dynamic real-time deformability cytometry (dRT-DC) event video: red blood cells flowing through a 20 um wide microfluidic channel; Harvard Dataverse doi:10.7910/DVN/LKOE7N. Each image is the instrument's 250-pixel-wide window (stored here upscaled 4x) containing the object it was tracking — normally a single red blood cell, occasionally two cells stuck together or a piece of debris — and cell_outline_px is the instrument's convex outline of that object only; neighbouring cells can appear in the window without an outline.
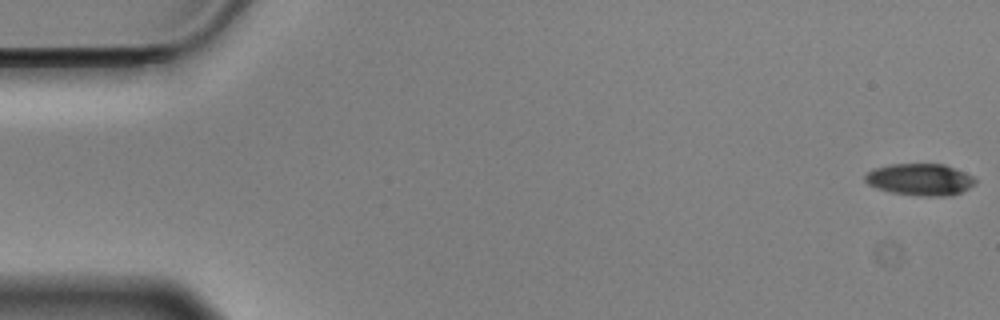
{"species": "Egyptian fruit bat (a non-hibernating species)", "species_latin": "Rousettus aegyptiacus", "temperature_condition": "cold", "stored_images_in_passage": 9, "camera_frame_rate_fps": 3000, "um_per_image_px": 0.085, "animal": {"sex": "male"}, "frame": {"image": 1, "passage_image": 1, "time_ms": 0.0, "image_size_px": [1000, 320], "cell_outline_px": [[976, 184], [952, 196], [920, 196], [888, 192], [876, 188], [868, 184], [864, 180], [864, 176], [872, 168], [888, 164], [944, 164], [964, 172], [972, 176], [976, 180]], "centroid_in_image_um": [78.17, 15.26], "position_along_channel_um": 6.8, "area_um2": 20.63}}